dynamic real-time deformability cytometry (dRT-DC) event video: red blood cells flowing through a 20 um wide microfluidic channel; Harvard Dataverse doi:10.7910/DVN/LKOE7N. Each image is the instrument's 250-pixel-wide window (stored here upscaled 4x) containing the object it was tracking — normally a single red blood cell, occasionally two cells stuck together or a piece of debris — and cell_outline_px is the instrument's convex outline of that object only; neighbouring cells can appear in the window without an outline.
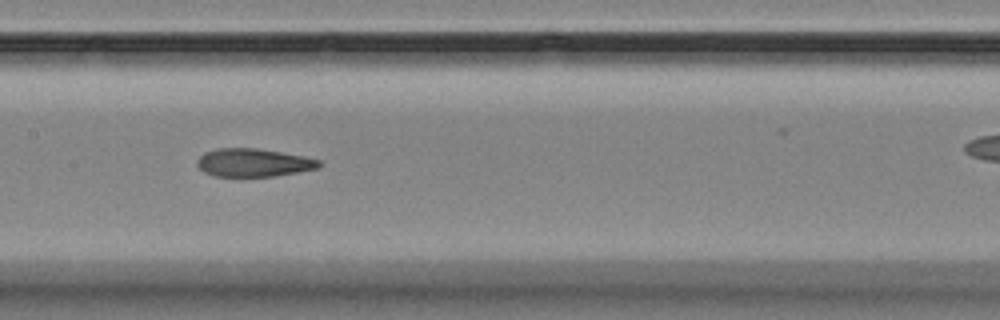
{"species": "Egyptian fruit bat (a non-hibernating species)", "species_latin": "Rousettus aegyptiacus", "temperature_condition": "room temperature", "stored_images_in_passage": 11, "camera_frame_rate_fps": 3000, "um_per_image_px": 0.085, "animal": {"sex": "female"}, "frame": {"image": 1, "passage_image": 8, "time_ms": 8.333, "image_size_px": [1000, 320], "cell_outline_px": [[324, 164], [320, 168], [276, 176], [216, 176], [204, 172], [196, 164], [196, 160], [204, 152], [216, 148], [256, 148], [304, 156], [320, 160]], "centroid_in_image_um": [21.57, 13.82], "position_along_channel_um": 185.8, "area_um2": 20.11}}
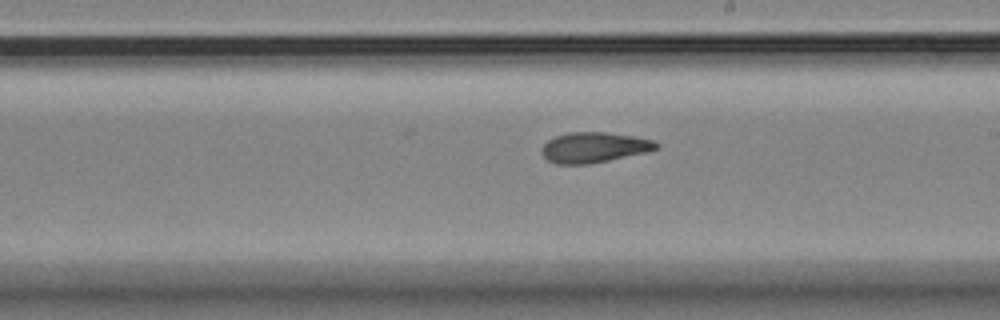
{"frame": {"image": 2, "passage_image": 10, "time_ms": 11.667, "image_size_px": [1000, 320], "cell_outline_px": [[660, 148], [648, 152], [588, 164], [556, 164], [548, 160], [540, 152], [540, 148], [548, 140], [556, 136], [568, 132], [604, 132], [636, 136], [652, 140], [660, 144]], "centroid_in_image_um": [50.5, 12.52], "position_along_channel_um": 238.5, "area_um2": 20.4}}